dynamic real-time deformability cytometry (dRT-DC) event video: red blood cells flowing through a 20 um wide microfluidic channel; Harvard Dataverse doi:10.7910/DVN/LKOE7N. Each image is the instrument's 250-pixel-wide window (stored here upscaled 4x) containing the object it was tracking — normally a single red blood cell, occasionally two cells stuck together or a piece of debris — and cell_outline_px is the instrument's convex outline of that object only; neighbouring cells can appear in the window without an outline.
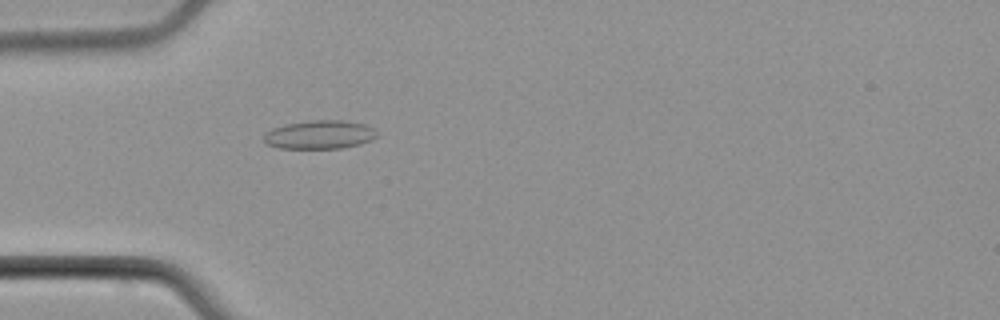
{"species": "common noctule bat (a hibernating species)", "species_latin": "Nyctalus noctula", "temperature_condition": "cold", "stored_images_in_passage": 1, "camera_frame_rate_fps": 3000, "um_per_image_px": 0.085, "animal": {"sex": "male", "body_mass_g": 21.5, "forearm_length_mm": 52.0}, "frame": {"image": 1, "passage_image": 1, "time_ms": 0.0, "image_size_px": [1000, 320], "cell_outline_px": [[380, 136], [372, 140], [360, 144], [344, 148], [280, 148], [268, 144], [264, 140], [264, 136], [272, 128], [284, 124], [312, 120], [344, 120], [364, 124], [372, 128]], "centroid_in_image_um": [27.21, 11.44], "position_along_channel_um": 57.8, "area_um2": 18.84}}